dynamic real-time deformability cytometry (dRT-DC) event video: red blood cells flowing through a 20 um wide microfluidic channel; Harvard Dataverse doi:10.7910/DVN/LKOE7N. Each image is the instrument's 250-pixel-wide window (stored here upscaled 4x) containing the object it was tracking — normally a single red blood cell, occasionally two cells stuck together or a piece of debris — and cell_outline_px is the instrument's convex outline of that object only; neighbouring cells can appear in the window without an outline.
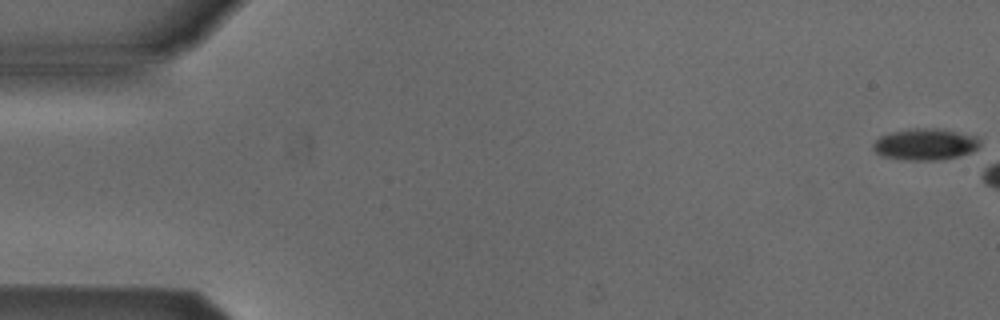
{"species": "Egyptian fruit bat (a non-hibernating species)", "species_latin": "Rousettus aegyptiacus", "temperature_condition": "cold", "stored_images_in_passage": 7, "camera_frame_rate_fps": 3000, "um_per_image_px": 0.085, "animal": {"sex": "male"}, "frame": {"image": 1, "passage_image": 1, "time_ms": 0.0, "image_size_px": [1000, 320], "cell_outline_px": [[980, 144], [976, 148], [968, 152], [956, 156], [932, 160], [904, 160], [880, 156], [872, 148], [872, 144], [880, 136], [892, 132], [912, 128], [940, 128], [976, 136], [980, 140]], "centroid_in_image_um": [78.59, 12.25], "position_along_channel_um": 6.4, "area_um2": 19.48}}